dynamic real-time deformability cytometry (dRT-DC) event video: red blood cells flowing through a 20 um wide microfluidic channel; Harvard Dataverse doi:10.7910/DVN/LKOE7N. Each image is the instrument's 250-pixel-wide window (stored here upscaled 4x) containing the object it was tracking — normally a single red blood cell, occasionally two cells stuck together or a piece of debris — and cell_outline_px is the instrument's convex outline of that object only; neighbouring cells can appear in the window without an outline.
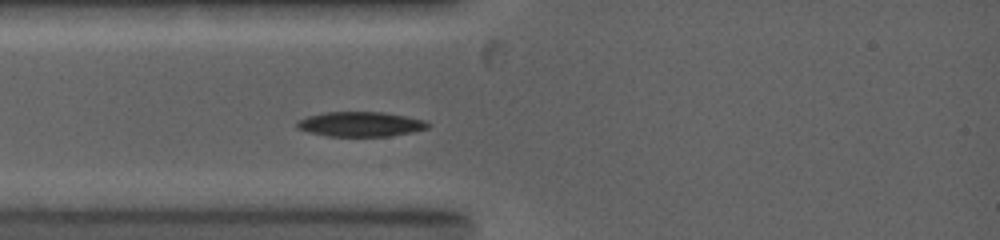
{"species": "common noctule bat (a hibernating species)", "species_latin": "Nyctalus noctula", "temperature_condition": "warm", "stored_images_in_passage": 1, "camera_frame_rate_fps": 5000, "um_per_image_px": 0.085, "animal": {"sex": "female", "body_mass_g": 19.0, "forearm_length_mm": 53.3}, "frame": {"image": 1, "passage_image": 1, "time_ms": 0.0, "image_size_px": [1000, 240], "cell_outline_px": [[432, 124], [428, 128], [412, 132], [388, 136], [328, 136], [308, 132], [296, 128], [296, 120], [308, 116], [324, 112], [384, 112], [408, 116], [428, 120]], "centroid_in_image_um": [30.67, 10.54], "position_along_channel_um": 54.3, "area_um2": 19.19}}